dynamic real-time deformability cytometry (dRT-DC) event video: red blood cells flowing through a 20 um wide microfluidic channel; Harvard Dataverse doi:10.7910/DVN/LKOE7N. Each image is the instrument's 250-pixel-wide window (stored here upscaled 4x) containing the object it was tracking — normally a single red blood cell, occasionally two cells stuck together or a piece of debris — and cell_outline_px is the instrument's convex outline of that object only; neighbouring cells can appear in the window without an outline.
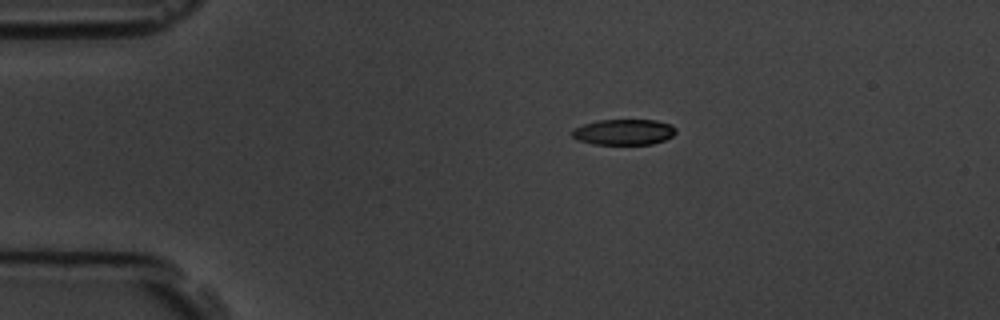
{"species": "common noctule bat (a hibernating species)", "species_latin": "Nyctalus noctula", "temperature_condition": "room temperature", "stored_images_in_passage": 3, "camera_frame_rate_fps": 3000, "um_per_image_px": 0.085, "animal": {"sex": "male", "body_mass_g": 19.5, "forearm_length_mm": 54.6}, "frame": {"image": 1, "passage_image": 1, "time_ms": 0.0, "image_size_px": [1000, 320], "cell_outline_px": [[676, 132], [672, 136], [664, 140], [652, 144], [592, 144], [576, 140], [572, 136], [572, 128], [596, 120], [656, 120], [672, 124], [676, 128]], "centroid_in_image_um": [53.01, 11.22], "position_along_channel_um": 32.0, "area_um2": 15.72}}
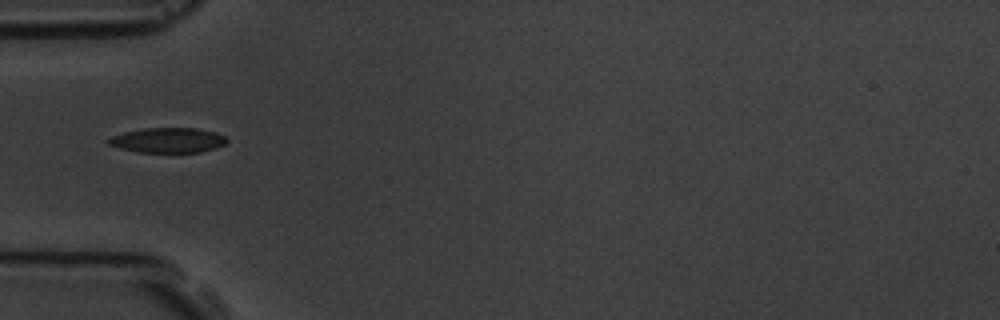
{"frame": {"image": 2, "passage_image": 3, "time_ms": 2.333, "image_size_px": [1000, 320], "cell_outline_px": [[228, 140], [224, 144], [216, 148], [200, 152], [140, 152], [120, 148], [108, 144], [104, 140], [112, 136], [124, 132], [144, 128], [196, 128], [216, 132], [228, 136]], "centroid_in_image_um": [14.29, 11.91], "position_along_channel_um": 70.7, "area_um2": 17.34}}